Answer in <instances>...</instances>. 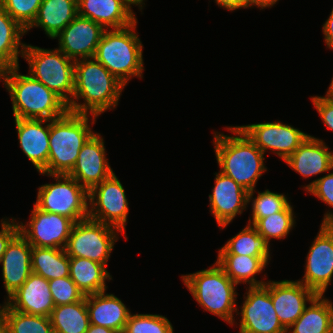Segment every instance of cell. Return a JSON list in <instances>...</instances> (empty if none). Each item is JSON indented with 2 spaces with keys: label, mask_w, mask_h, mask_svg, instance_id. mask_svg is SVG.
Segmentation results:
<instances>
[{
  "label": "cell",
  "mask_w": 333,
  "mask_h": 333,
  "mask_svg": "<svg viewBox=\"0 0 333 333\" xmlns=\"http://www.w3.org/2000/svg\"><path fill=\"white\" fill-rule=\"evenodd\" d=\"M170 320L160 314L131 313L123 333H174Z\"/></svg>",
  "instance_id": "36"
},
{
  "label": "cell",
  "mask_w": 333,
  "mask_h": 333,
  "mask_svg": "<svg viewBox=\"0 0 333 333\" xmlns=\"http://www.w3.org/2000/svg\"><path fill=\"white\" fill-rule=\"evenodd\" d=\"M32 246L18 232L8 243L1 257L3 286L7 293L5 300L20 288L32 273Z\"/></svg>",
  "instance_id": "19"
},
{
  "label": "cell",
  "mask_w": 333,
  "mask_h": 333,
  "mask_svg": "<svg viewBox=\"0 0 333 333\" xmlns=\"http://www.w3.org/2000/svg\"><path fill=\"white\" fill-rule=\"evenodd\" d=\"M225 274L237 285L246 284L248 287L262 286L267 281L266 274L262 280H257V274H261L268 267L270 261L266 257H252L241 255H217L215 261Z\"/></svg>",
  "instance_id": "26"
},
{
  "label": "cell",
  "mask_w": 333,
  "mask_h": 333,
  "mask_svg": "<svg viewBox=\"0 0 333 333\" xmlns=\"http://www.w3.org/2000/svg\"><path fill=\"white\" fill-rule=\"evenodd\" d=\"M271 300L282 326L287 330L317 295L297 280H270Z\"/></svg>",
  "instance_id": "18"
},
{
  "label": "cell",
  "mask_w": 333,
  "mask_h": 333,
  "mask_svg": "<svg viewBox=\"0 0 333 333\" xmlns=\"http://www.w3.org/2000/svg\"><path fill=\"white\" fill-rule=\"evenodd\" d=\"M255 190L248 192V206L251 203V216L248 224L253 225L258 219L269 217L272 214L283 211L291 201L283 193L271 192L266 189L263 192L258 191L254 197Z\"/></svg>",
  "instance_id": "35"
},
{
  "label": "cell",
  "mask_w": 333,
  "mask_h": 333,
  "mask_svg": "<svg viewBox=\"0 0 333 333\" xmlns=\"http://www.w3.org/2000/svg\"><path fill=\"white\" fill-rule=\"evenodd\" d=\"M48 282L55 306L72 304L85 298L83 292L70 277L52 279Z\"/></svg>",
  "instance_id": "38"
},
{
  "label": "cell",
  "mask_w": 333,
  "mask_h": 333,
  "mask_svg": "<svg viewBox=\"0 0 333 333\" xmlns=\"http://www.w3.org/2000/svg\"><path fill=\"white\" fill-rule=\"evenodd\" d=\"M4 302L15 311L46 317L55 307L48 280L35 273Z\"/></svg>",
  "instance_id": "21"
},
{
  "label": "cell",
  "mask_w": 333,
  "mask_h": 333,
  "mask_svg": "<svg viewBox=\"0 0 333 333\" xmlns=\"http://www.w3.org/2000/svg\"><path fill=\"white\" fill-rule=\"evenodd\" d=\"M0 323L9 333H54L50 317L22 313L3 302Z\"/></svg>",
  "instance_id": "33"
},
{
  "label": "cell",
  "mask_w": 333,
  "mask_h": 333,
  "mask_svg": "<svg viewBox=\"0 0 333 333\" xmlns=\"http://www.w3.org/2000/svg\"><path fill=\"white\" fill-rule=\"evenodd\" d=\"M293 209V205L290 203L283 211L258 219L253 226L269 244L272 239L284 240L297 223Z\"/></svg>",
  "instance_id": "34"
},
{
  "label": "cell",
  "mask_w": 333,
  "mask_h": 333,
  "mask_svg": "<svg viewBox=\"0 0 333 333\" xmlns=\"http://www.w3.org/2000/svg\"><path fill=\"white\" fill-rule=\"evenodd\" d=\"M321 224H333V212L332 210H327L323 216Z\"/></svg>",
  "instance_id": "46"
},
{
  "label": "cell",
  "mask_w": 333,
  "mask_h": 333,
  "mask_svg": "<svg viewBox=\"0 0 333 333\" xmlns=\"http://www.w3.org/2000/svg\"><path fill=\"white\" fill-rule=\"evenodd\" d=\"M16 218L4 217L1 219L0 230V260L10 240L19 232V224Z\"/></svg>",
  "instance_id": "41"
},
{
  "label": "cell",
  "mask_w": 333,
  "mask_h": 333,
  "mask_svg": "<svg viewBox=\"0 0 333 333\" xmlns=\"http://www.w3.org/2000/svg\"><path fill=\"white\" fill-rule=\"evenodd\" d=\"M49 317L54 333H86L90 326L86 296L72 304L55 306Z\"/></svg>",
  "instance_id": "32"
},
{
  "label": "cell",
  "mask_w": 333,
  "mask_h": 333,
  "mask_svg": "<svg viewBox=\"0 0 333 333\" xmlns=\"http://www.w3.org/2000/svg\"><path fill=\"white\" fill-rule=\"evenodd\" d=\"M39 174L53 178L55 182L38 187L34 202L38 209L65 216L74 223L88 218V191L73 177L65 174Z\"/></svg>",
  "instance_id": "8"
},
{
  "label": "cell",
  "mask_w": 333,
  "mask_h": 333,
  "mask_svg": "<svg viewBox=\"0 0 333 333\" xmlns=\"http://www.w3.org/2000/svg\"><path fill=\"white\" fill-rule=\"evenodd\" d=\"M231 135L213 133V146L220 172L232 178L248 192L268 171L265 154L237 126H226Z\"/></svg>",
  "instance_id": "2"
},
{
  "label": "cell",
  "mask_w": 333,
  "mask_h": 333,
  "mask_svg": "<svg viewBox=\"0 0 333 333\" xmlns=\"http://www.w3.org/2000/svg\"><path fill=\"white\" fill-rule=\"evenodd\" d=\"M214 175L215 184L209 194V211L222 230L248 209V191L220 171Z\"/></svg>",
  "instance_id": "16"
},
{
  "label": "cell",
  "mask_w": 333,
  "mask_h": 333,
  "mask_svg": "<svg viewBox=\"0 0 333 333\" xmlns=\"http://www.w3.org/2000/svg\"><path fill=\"white\" fill-rule=\"evenodd\" d=\"M23 59L29 65V75L55 92L67 104L74 94V63L60 49H45L26 44Z\"/></svg>",
  "instance_id": "7"
},
{
  "label": "cell",
  "mask_w": 333,
  "mask_h": 333,
  "mask_svg": "<svg viewBox=\"0 0 333 333\" xmlns=\"http://www.w3.org/2000/svg\"><path fill=\"white\" fill-rule=\"evenodd\" d=\"M123 233L89 217L75 222L65 251L69 257L90 259L107 267L114 245Z\"/></svg>",
  "instance_id": "9"
},
{
  "label": "cell",
  "mask_w": 333,
  "mask_h": 333,
  "mask_svg": "<svg viewBox=\"0 0 333 333\" xmlns=\"http://www.w3.org/2000/svg\"><path fill=\"white\" fill-rule=\"evenodd\" d=\"M88 217L119 229L128 239L129 202L125 189L115 173L93 187L89 192Z\"/></svg>",
  "instance_id": "10"
},
{
  "label": "cell",
  "mask_w": 333,
  "mask_h": 333,
  "mask_svg": "<svg viewBox=\"0 0 333 333\" xmlns=\"http://www.w3.org/2000/svg\"><path fill=\"white\" fill-rule=\"evenodd\" d=\"M32 273L46 280L69 277V256L62 248L32 247Z\"/></svg>",
  "instance_id": "31"
},
{
  "label": "cell",
  "mask_w": 333,
  "mask_h": 333,
  "mask_svg": "<svg viewBox=\"0 0 333 333\" xmlns=\"http://www.w3.org/2000/svg\"><path fill=\"white\" fill-rule=\"evenodd\" d=\"M137 24L138 20L125 28L105 30L94 55L125 86L133 77L142 79L145 70Z\"/></svg>",
  "instance_id": "5"
},
{
  "label": "cell",
  "mask_w": 333,
  "mask_h": 333,
  "mask_svg": "<svg viewBox=\"0 0 333 333\" xmlns=\"http://www.w3.org/2000/svg\"><path fill=\"white\" fill-rule=\"evenodd\" d=\"M245 288L241 310L236 313V316L240 315L239 324L235 321L232 327L239 325L238 333H287L271 300L270 279L262 286Z\"/></svg>",
  "instance_id": "11"
},
{
  "label": "cell",
  "mask_w": 333,
  "mask_h": 333,
  "mask_svg": "<svg viewBox=\"0 0 333 333\" xmlns=\"http://www.w3.org/2000/svg\"><path fill=\"white\" fill-rule=\"evenodd\" d=\"M130 0H77L78 15L89 18L105 30L121 29L134 23L136 13Z\"/></svg>",
  "instance_id": "23"
},
{
  "label": "cell",
  "mask_w": 333,
  "mask_h": 333,
  "mask_svg": "<svg viewBox=\"0 0 333 333\" xmlns=\"http://www.w3.org/2000/svg\"><path fill=\"white\" fill-rule=\"evenodd\" d=\"M332 171V172H331ZM305 192L317 197L321 202L333 208V168L326 175L303 185Z\"/></svg>",
  "instance_id": "39"
},
{
  "label": "cell",
  "mask_w": 333,
  "mask_h": 333,
  "mask_svg": "<svg viewBox=\"0 0 333 333\" xmlns=\"http://www.w3.org/2000/svg\"><path fill=\"white\" fill-rule=\"evenodd\" d=\"M305 260L303 278L297 281L324 295L333 279V224H320Z\"/></svg>",
  "instance_id": "12"
},
{
  "label": "cell",
  "mask_w": 333,
  "mask_h": 333,
  "mask_svg": "<svg viewBox=\"0 0 333 333\" xmlns=\"http://www.w3.org/2000/svg\"><path fill=\"white\" fill-rule=\"evenodd\" d=\"M314 108L321 117L323 124L330 131H333V101L326 96H311Z\"/></svg>",
  "instance_id": "40"
},
{
  "label": "cell",
  "mask_w": 333,
  "mask_h": 333,
  "mask_svg": "<svg viewBox=\"0 0 333 333\" xmlns=\"http://www.w3.org/2000/svg\"><path fill=\"white\" fill-rule=\"evenodd\" d=\"M130 1L135 5V7L137 6L140 9L139 11L141 12L146 5L145 4L146 0H130Z\"/></svg>",
  "instance_id": "48"
},
{
  "label": "cell",
  "mask_w": 333,
  "mask_h": 333,
  "mask_svg": "<svg viewBox=\"0 0 333 333\" xmlns=\"http://www.w3.org/2000/svg\"><path fill=\"white\" fill-rule=\"evenodd\" d=\"M181 280L204 311L233 325L237 313V284L214 262L207 269L181 275Z\"/></svg>",
  "instance_id": "6"
},
{
  "label": "cell",
  "mask_w": 333,
  "mask_h": 333,
  "mask_svg": "<svg viewBox=\"0 0 333 333\" xmlns=\"http://www.w3.org/2000/svg\"><path fill=\"white\" fill-rule=\"evenodd\" d=\"M287 333H333V302L316 295Z\"/></svg>",
  "instance_id": "27"
},
{
  "label": "cell",
  "mask_w": 333,
  "mask_h": 333,
  "mask_svg": "<svg viewBox=\"0 0 333 333\" xmlns=\"http://www.w3.org/2000/svg\"><path fill=\"white\" fill-rule=\"evenodd\" d=\"M0 333H9L1 323H0Z\"/></svg>",
  "instance_id": "49"
},
{
  "label": "cell",
  "mask_w": 333,
  "mask_h": 333,
  "mask_svg": "<svg viewBox=\"0 0 333 333\" xmlns=\"http://www.w3.org/2000/svg\"><path fill=\"white\" fill-rule=\"evenodd\" d=\"M69 264V277L85 296L107 291L112 276L105 265L79 257H69Z\"/></svg>",
  "instance_id": "28"
},
{
  "label": "cell",
  "mask_w": 333,
  "mask_h": 333,
  "mask_svg": "<svg viewBox=\"0 0 333 333\" xmlns=\"http://www.w3.org/2000/svg\"><path fill=\"white\" fill-rule=\"evenodd\" d=\"M251 8L257 7L260 10L266 9V8H272L275 4L278 3L279 0H249Z\"/></svg>",
  "instance_id": "44"
},
{
  "label": "cell",
  "mask_w": 333,
  "mask_h": 333,
  "mask_svg": "<svg viewBox=\"0 0 333 333\" xmlns=\"http://www.w3.org/2000/svg\"><path fill=\"white\" fill-rule=\"evenodd\" d=\"M270 244L259 235L255 227L246 225L235 236L218 249V255H243L252 257H266L271 260Z\"/></svg>",
  "instance_id": "30"
},
{
  "label": "cell",
  "mask_w": 333,
  "mask_h": 333,
  "mask_svg": "<svg viewBox=\"0 0 333 333\" xmlns=\"http://www.w3.org/2000/svg\"><path fill=\"white\" fill-rule=\"evenodd\" d=\"M325 96L333 101V77L331 78V83L327 89V91L325 92Z\"/></svg>",
  "instance_id": "47"
},
{
  "label": "cell",
  "mask_w": 333,
  "mask_h": 333,
  "mask_svg": "<svg viewBox=\"0 0 333 333\" xmlns=\"http://www.w3.org/2000/svg\"><path fill=\"white\" fill-rule=\"evenodd\" d=\"M106 152L104 137L95 132L82 146L76 164L68 175L89 192L114 173Z\"/></svg>",
  "instance_id": "15"
},
{
  "label": "cell",
  "mask_w": 333,
  "mask_h": 333,
  "mask_svg": "<svg viewBox=\"0 0 333 333\" xmlns=\"http://www.w3.org/2000/svg\"><path fill=\"white\" fill-rule=\"evenodd\" d=\"M125 87L94 57L76 60L74 94L68 110L99 117L108 110L116 109Z\"/></svg>",
  "instance_id": "1"
},
{
  "label": "cell",
  "mask_w": 333,
  "mask_h": 333,
  "mask_svg": "<svg viewBox=\"0 0 333 333\" xmlns=\"http://www.w3.org/2000/svg\"><path fill=\"white\" fill-rule=\"evenodd\" d=\"M26 30L16 22L0 5V71L19 66L26 43L22 38Z\"/></svg>",
  "instance_id": "29"
},
{
  "label": "cell",
  "mask_w": 333,
  "mask_h": 333,
  "mask_svg": "<svg viewBox=\"0 0 333 333\" xmlns=\"http://www.w3.org/2000/svg\"><path fill=\"white\" fill-rule=\"evenodd\" d=\"M284 162L303 179H309L332 170L333 150L329 151L323 139L309 134Z\"/></svg>",
  "instance_id": "22"
},
{
  "label": "cell",
  "mask_w": 333,
  "mask_h": 333,
  "mask_svg": "<svg viewBox=\"0 0 333 333\" xmlns=\"http://www.w3.org/2000/svg\"><path fill=\"white\" fill-rule=\"evenodd\" d=\"M19 232L32 247L65 249L74 222L65 216L45 212L33 205L27 222L18 220Z\"/></svg>",
  "instance_id": "13"
},
{
  "label": "cell",
  "mask_w": 333,
  "mask_h": 333,
  "mask_svg": "<svg viewBox=\"0 0 333 333\" xmlns=\"http://www.w3.org/2000/svg\"><path fill=\"white\" fill-rule=\"evenodd\" d=\"M322 33L324 36V43L326 44V47L330 50H333V8L330 12L329 17L322 25Z\"/></svg>",
  "instance_id": "43"
},
{
  "label": "cell",
  "mask_w": 333,
  "mask_h": 333,
  "mask_svg": "<svg viewBox=\"0 0 333 333\" xmlns=\"http://www.w3.org/2000/svg\"><path fill=\"white\" fill-rule=\"evenodd\" d=\"M216 5L220 8H224L230 12L237 9H249L251 8L249 0H214Z\"/></svg>",
  "instance_id": "42"
},
{
  "label": "cell",
  "mask_w": 333,
  "mask_h": 333,
  "mask_svg": "<svg viewBox=\"0 0 333 333\" xmlns=\"http://www.w3.org/2000/svg\"><path fill=\"white\" fill-rule=\"evenodd\" d=\"M264 153L271 151L285 161L309 135L281 121L238 126Z\"/></svg>",
  "instance_id": "14"
},
{
  "label": "cell",
  "mask_w": 333,
  "mask_h": 333,
  "mask_svg": "<svg viewBox=\"0 0 333 333\" xmlns=\"http://www.w3.org/2000/svg\"><path fill=\"white\" fill-rule=\"evenodd\" d=\"M86 333H120V332L111 330L106 327L90 324L89 329L86 331Z\"/></svg>",
  "instance_id": "45"
},
{
  "label": "cell",
  "mask_w": 333,
  "mask_h": 333,
  "mask_svg": "<svg viewBox=\"0 0 333 333\" xmlns=\"http://www.w3.org/2000/svg\"><path fill=\"white\" fill-rule=\"evenodd\" d=\"M19 70L20 66L0 71V81L10 95L14 118L53 120L69 111L68 104L55 92Z\"/></svg>",
  "instance_id": "3"
},
{
  "label": "cell",
  "mask_w": 333,
  "mask_h": 333,
  "mask_svg": "<svg viewBox=\"0 0 333 333\" xmlns=\"http://www.w3.org/2000/svg\"><path fill=\"white\" fill-rule=\"evenodd\" d=\"M43 0H0L3 9L25 30L33 23Z\"/></svg>",
  "instance_id": "37"
},
{
  "label": "cell",
  "mask_w": 333,
  "mask_h": 333,
  "mask_svg": "<svg viewBox=\"0 0 333 333\" xmlns=\"http://www.w3.org/2000/svg\"><path fill=\"white\" fill-rule=\"evenodd\" d=\"M78 15L77 0H43L33 23L26 29L41 28L53 39Z\"/></svg>",
  "instance_id": "25"
},
{
  "label": "cell",
  "mask_w": 333,
  "mask_h": 333,
  "mask_svg": "<svg viewBox=\"0 0 333 333\" xmlns=\"http://www.w3.org/2000/svg\"><path fill=\"white\" fill-rule=\"evenodd\" d=\"M90 324L123 333L131 311L120 298L106 291L86 295Z\"/></svg>",
  "instance_id": "24"
},
{
  "label": "cell",
  "mask_w": 333,
  "mask_h": 333,
  "mask_svg": "<svg viewBox=\"0 0 333 333\" xmlns=\"http://www.w3.org/2000/svg\"><path fill=\"white\" fill-rule=\"evenodd\" d=\"M19 146L37 172L47 168L50 120L14 118Z\"/></svg>",
  "instance_id": "20"
},
{
  "label": "cell",
  "mask_w": 333,
  "mask_h": 333,
  "mask_svg": "<svg viewBox=\"0 0 333 333\" xmlns=\"http://www.w3.org/2000/svg\"><path fill=\"white\" fill-rule=\"evenodd\" d=\"M105 29L89 18L77 15L56 37L58 49L68 58H93Z\"/></svg>",
  "instance_id": "17"
},
{
  "label": "cell",
  "mask_w": 333,
  "mask_h": 333,
  "mask_svg": "<svg viewBox=\"0 0 333 333\" xmlns=\"http://www.w3.org/2000/svg\"><path fill=\"white\" fill-rule=\"evenodd\" d=\"M97 118L68 111L62 117L50 120L48 163L42 173L68 175L82 146L96 132L91 127Z\"/></svg>",
  "instance_id": "4"
}]
</instances>
